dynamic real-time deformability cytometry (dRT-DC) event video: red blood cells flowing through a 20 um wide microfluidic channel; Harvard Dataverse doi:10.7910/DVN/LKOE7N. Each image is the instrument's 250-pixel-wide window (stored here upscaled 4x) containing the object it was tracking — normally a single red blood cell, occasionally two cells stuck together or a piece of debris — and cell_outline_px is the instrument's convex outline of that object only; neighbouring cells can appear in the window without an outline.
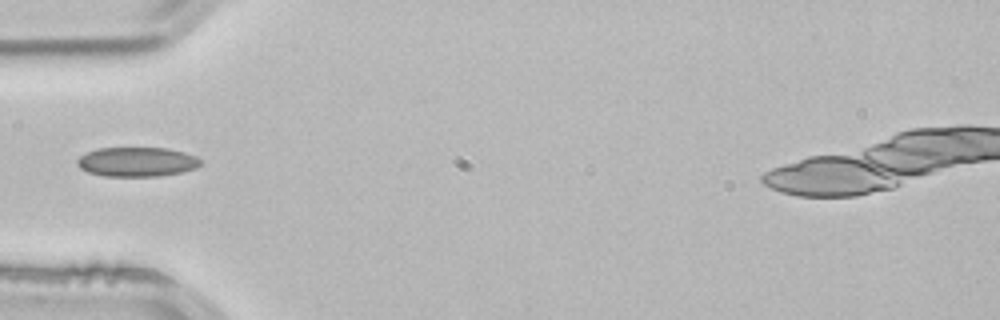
{"species": "common noctule bat (a hibernating species)", "species_latin": "Nyctalus noctula", "temperature_condition": "room temperature", "stored_images_in_passage": 1, "camera_frame_rate_fps": 3000, "um_per_image_px": 0.085, "animal": {"sex": "male", "body_mass_g": 21.5, "forearm_length_mm": 52.0}, "frame": {"image": 1, "passage_image": 1, "time_ms": 0.0, "image_size_px": [1000, 320], "cell_outline_px": [[200, 164], [196, 168], [180, 172], [160, 176], [104, 176], [88, 172], [80, 168], [76, 164], [76, 160], [80, 156], [96, 148], [168, 148], [184, 152], [196, 156], [200, 160]], "centroid_in_image_um": [11.61, 13.75], "position_along_channel_um": 73.4, "area_um2": 21.15}}